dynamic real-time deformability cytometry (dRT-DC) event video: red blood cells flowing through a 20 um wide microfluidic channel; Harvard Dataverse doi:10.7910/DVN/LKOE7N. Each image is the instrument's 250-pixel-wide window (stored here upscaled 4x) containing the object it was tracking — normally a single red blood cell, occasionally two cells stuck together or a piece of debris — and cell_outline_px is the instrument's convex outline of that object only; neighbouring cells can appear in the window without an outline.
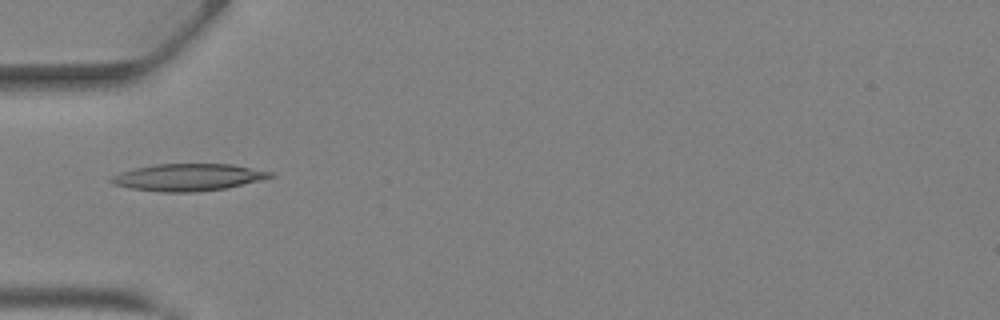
{"species": "Egyptian fruit bat (a non-hibernating species)", "species_latin": "Rousettus aegyptiacus", "temperature_condition": "warm", "stored_images_in_passage": 34, "camera_frame_rate_fps": 3000, "um_per_image_px": 0.085, "animal": {"sex": "female"}, "frame": {"image": 1, "passage_image": 6, "time_ms": 1.667, "image_size_px": [1000, 320], "cell_outline_px": [[276, 176], [228, 188], [196, 192], [160, 192], [128, 188], [112, 184], [108, 180], [112, 176], [120, 172], [136, 168], [156, 164], [232, 164], [272, 172]], "centroid_in_image_um": [15.98, 15.08], "position_along_channel_um": 69.0, "area_um2": 25.2}}
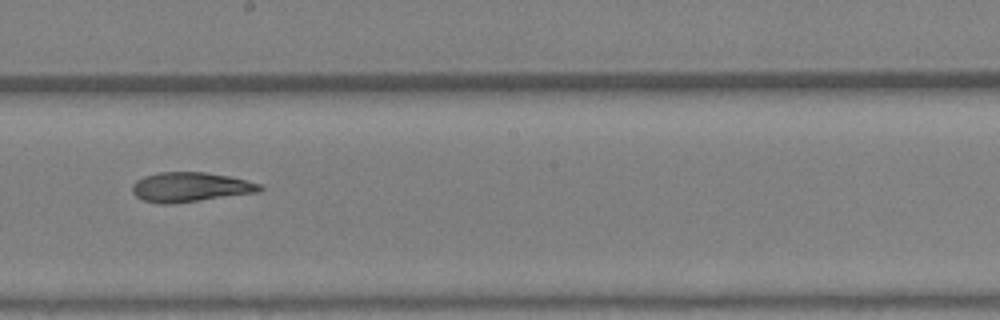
{"frame": {"image": 2, "passage_image": 16, "time_ms": 5.0, "image_size_px": [1000, 320], "cell_outline_px": [[264, 188], [256, 192], [172, 204], [160, 204], [144, 200], [136, 196], [132, 192], [132, 184], [136, 180], [144, 176], [160, 172], [204, 172], [228, 176], [260, 184]], "centroid_in_image_um": [16.11, 15.9], "position_along_channel_um": 232.1, "area_um2": 21.73}}
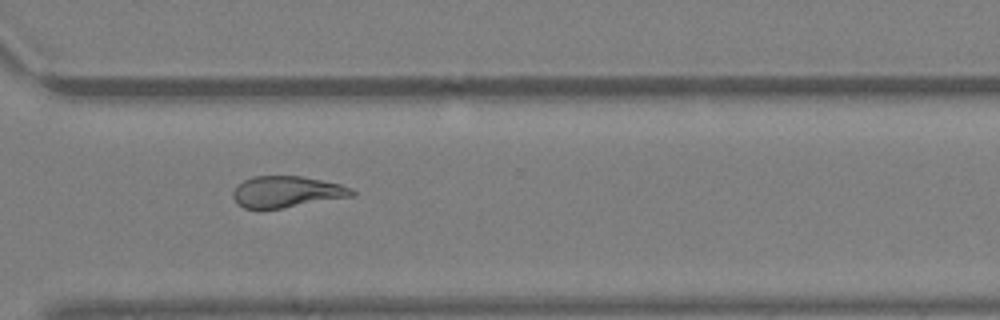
{"frame": {"image": 3, "passage_image": 23, "time_ms": 7.333, "image_size_px": [1000, 320], "cell_outline_px": [[356, 196], [280, 208], [244, 208], [236, 204], [232, 196], [232, 192], [236, 184], [252, 176], [300, 176], [340, 184], [352, 188], [356, 192]], "centroid_in_image_um": [24.36, 16.3], "position_along_channel_um": 346.2, "area_um2": 21.79}, "authors_computed_cell_mechanics": {"area_um2": 23.0044, "velocity_mm_per_s": 4.8971, "shape_relaxation_time_tau1_ms": 3.5878, "shape_relaxation_time_tau2_ms": 3.438, "deformation_change_tau1": 0.1708, "deformation_change_tau2": 0.1469}}